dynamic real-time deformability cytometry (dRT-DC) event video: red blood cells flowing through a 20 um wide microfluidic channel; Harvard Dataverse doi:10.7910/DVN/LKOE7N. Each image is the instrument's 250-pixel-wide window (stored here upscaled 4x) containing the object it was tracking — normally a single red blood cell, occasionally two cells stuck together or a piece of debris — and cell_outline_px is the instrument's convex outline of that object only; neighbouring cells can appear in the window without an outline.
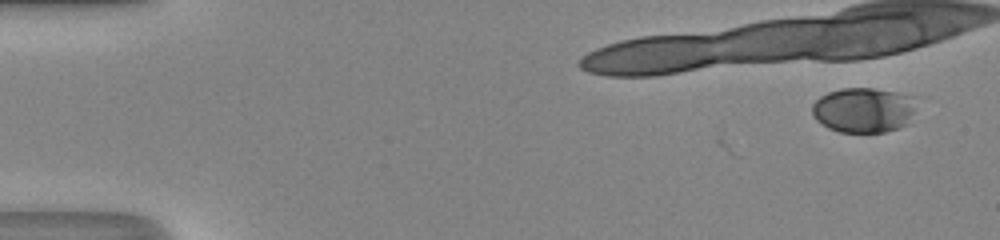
{"species": "human", "species_latin": "Homo sapiens", "temperature_condition": "room temperature", "stored_images_in_passage": 3, "camera_frame_rate_fps": 3000, "um_per_image_px": 0.085, "donor": {"sex": "male"}, "frame": {"image": 1, "passage_image": 3, "time_ms": 0.667, "image_size_px": [1000, 240], "cell_outline_px": [[912, 112], [908, 124], [884, 132], [840, 132], [828, 128], [816, 120], [812, 112], [812, 104], [820, 96], [828, 92], [840, 88], [872, 88], [896, 92], [912, 96]], "centroid_in_image_um": [73.34, 9.35], "position_along_channel_um": 11.7, "area_um2": 27.11}}